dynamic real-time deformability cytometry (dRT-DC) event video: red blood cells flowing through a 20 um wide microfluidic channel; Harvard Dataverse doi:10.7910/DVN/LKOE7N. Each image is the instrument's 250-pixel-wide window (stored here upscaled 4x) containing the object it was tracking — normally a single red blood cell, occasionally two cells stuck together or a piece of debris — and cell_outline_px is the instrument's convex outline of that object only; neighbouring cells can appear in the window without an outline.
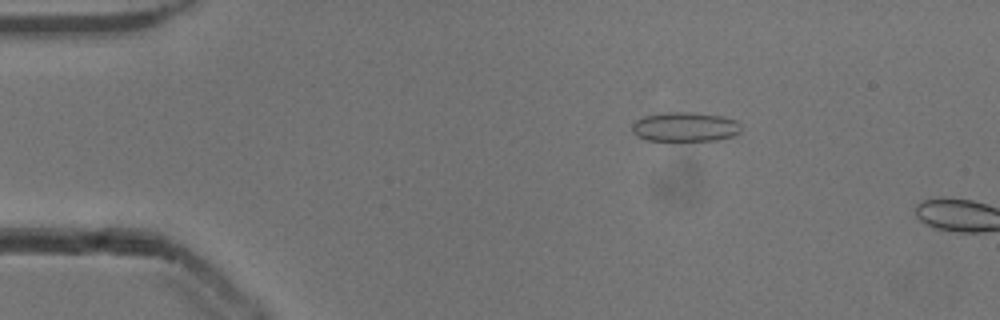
{"species": "common noctule bat (a hibernating species)", "species_latin": "Nyctalus noctula", "temperature_condition": "cold", "stored_images_in_passage": 5, "camera_frame_rate_fps": 3000, "um_per_image_px": 0.085, "animal": {"sex": "male", "body_mass_g": 13.3}, "frame": {"image": 1, "passage_image": 3, "time_ms": 0.667, "image_size_px": [1000, 320], "cell_outline_px": [[740, 132], [732, 136], [716, 140], [648, 140], [636, 136], [632, 132], [632, 124], [636, 120], [644, 116], [668, 112], [692, 112], [724, 116], [736, 120], [740, 124]], "centroid_in_image_um": [58.23, 10.77], "position_along_channel_um": 26.8, "area_um2": 18.67}}